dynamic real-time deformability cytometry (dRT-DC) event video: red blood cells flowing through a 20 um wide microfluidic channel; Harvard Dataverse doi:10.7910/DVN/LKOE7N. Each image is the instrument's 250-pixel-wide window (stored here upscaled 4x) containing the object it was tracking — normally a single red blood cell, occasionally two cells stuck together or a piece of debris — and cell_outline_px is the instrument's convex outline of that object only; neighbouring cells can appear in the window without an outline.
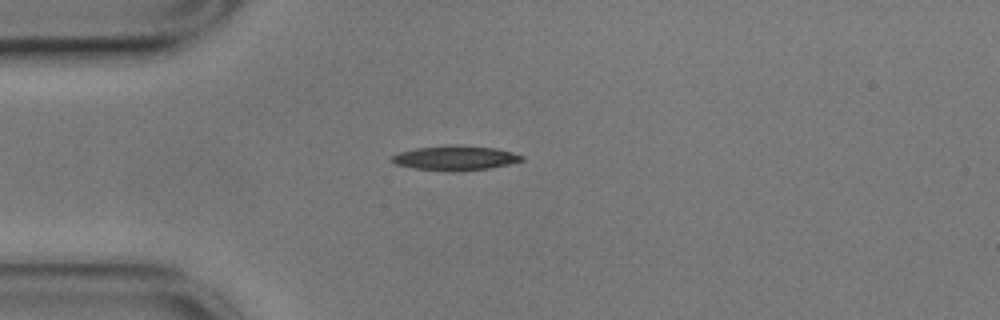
{"species": "common noctule bat (a hibernating species)", "species_latin": "Nyctalus noctula", "temperature_condition": "cold", "stored_images_in_passage": 43, "camera_frame_rate_fps": 3000, "um_per_image_px": 0.085, "animal": {"sex": "male", "body_mass_g": 17.9}, "frame": {"image": 1, "passage_image": 1, "time_ms": 0.0, "image_size_px": [1000, 320], "cell_outline_px": [[524, 160], [508, 164], [488, 168], [456, 172], [448, 172], [412, 168], [396, 164], [392, 160], [392, 156], [400, 152], [416, 148], [448, 144], [460, 144], [496, 148], [512, 152], [524, 156]], "centroid_in_image_um": [38.7, 13.42], "position_along_channel_um": 46.3, "area_um2": 18.9}}
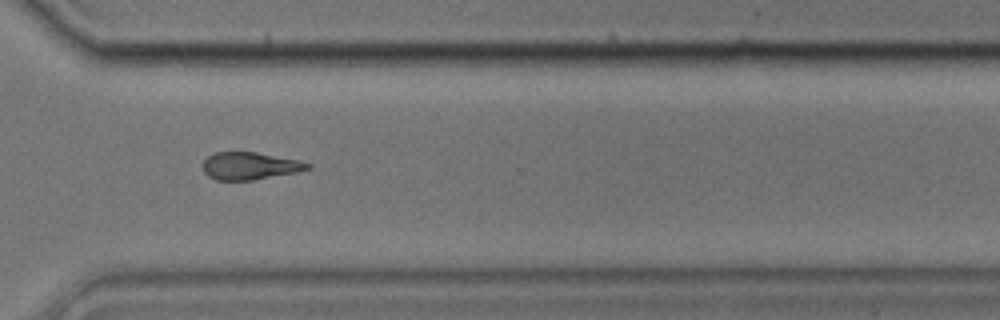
{"frame": {"image": 2, "passage_image": 28, "time_ms": 9.0, "image_size_px": [1000, 320], "cell_outline_px": [[312, 168], [296, 172], [252, 180], [216, 180], [208, 176], [204, 172], [204, 160], [208, 156], [216, 152], [256, 152], [300, 160], [312, 164]], "centroid_in_image_um": [21.26, 14.1], "position_along_channel_um": 349.3, "area_um2": 16.7}}
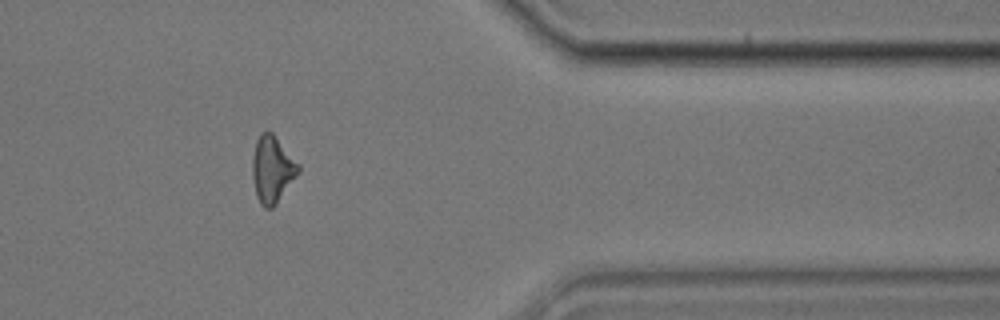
{"frame": {"image": 3, "passage_image": 33, "time_ms": 10.667, "image_size_px": [1000, 320], "cell_outline_px": [[300, 168], [296, 176], [276, 204], [272, 208], [264, 208], [260, 204], [256, 196], [252, 176], [252, 160], [256, 140], [260, 132], [272, 132], [300, 164]], "centroid_in_image_um": [23.13, 14.39], "position_along_channel_um": 388.3, "area_um2": 17.86}, "authors_computed_cell_mechanics": {"area_um2": 17.629, "velocity_mm_per_s": 3.5208, "shape_relaxation_time_tau1_ms": 7.8639, "shape_relaxation_time_tau2_ms": 6.2656, "deformation_change_tau1": 0.1905, "deformation_change_tau2": 0.1641}}